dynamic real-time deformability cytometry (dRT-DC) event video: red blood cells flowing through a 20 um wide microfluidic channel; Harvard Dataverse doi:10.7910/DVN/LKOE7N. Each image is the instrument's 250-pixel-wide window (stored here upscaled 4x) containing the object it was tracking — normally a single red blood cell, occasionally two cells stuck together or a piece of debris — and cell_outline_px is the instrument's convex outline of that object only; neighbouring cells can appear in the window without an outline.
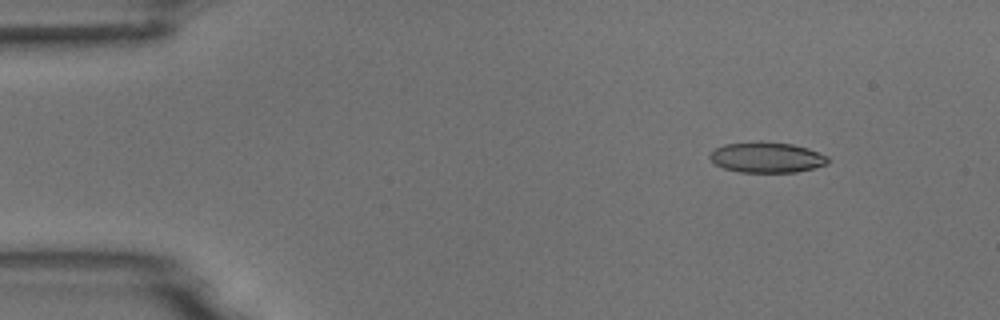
{"species": "common noctule bat (a hibernating species)", "species_latin": "Nyctalus noctula", "temperature_condition": "room temperature", "stored_images_in_passage": 11, "camera_frame_rate_fps": 3000, "um_per_image_px": 0.085, "animal": {"sex": "male", "body_mass_g": 18.8}, "frame": {"image": 1, "passage_image": 2, "time_ms": 0.333, "image_size_px": [1000, 320], "cell_outline_px": [[828, 164], [796, 172], [740, 172], [724, 168], [716, 164], [708, 156], [716, 148], [724, 144], [756, 140], [760, 140], [792, 144], [808, 148], [828, 156]], "centroid_in_image_um": [65.17, 13.36], "position_along_channel_um": 19.8, "area_um2": 21.15}}
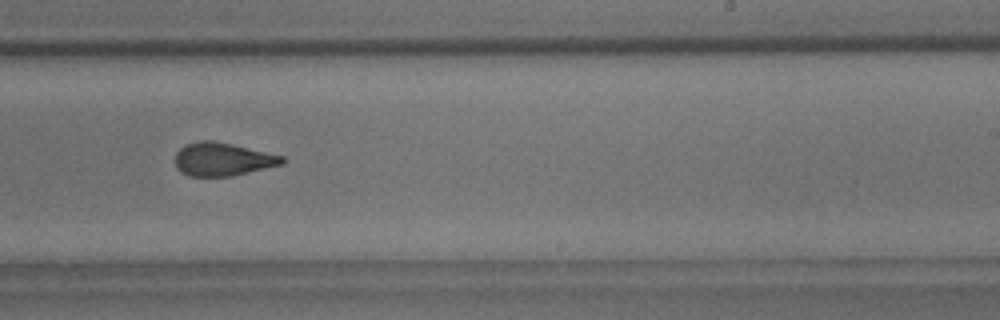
{"frame": {"image": 2, "passage_image": 10, "time_ms": 3.0, "image_size_px": [1000, 320], "cell_outline_px": [[284, 164], [232, 176], [188, 176], [180, 172], [176, 168], [176, 152], [180, 148], [188, 144], [200, 140], [212, 140], [232, 144], [284, 156]], "centroid_in_image_um": [18.92, 13.54], "position_along_channel_um": 270.1, "area_um2": 20.69}}
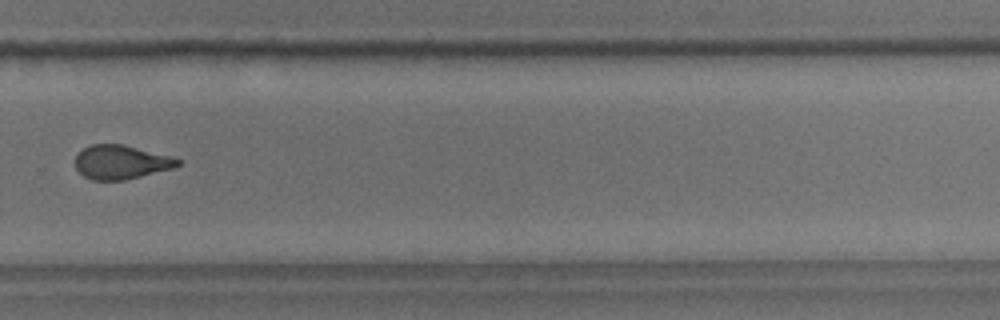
{"frame": {"image": 3, "passage_image": 11, "time_ms": 3.333, "image_size_px": [1000, 320], "cell_outline_px": [[180, 164], [172, 168], [124, 180], [92, 180], [84, 176], [76, 168], [76, 156], [84, 148], [92, 144], [124, 144], [172, 156], [180, 160]], "centroid_in_image_um": [10.29, 13.77], "position_along_channel_um": 319.5, "area_um2": 20.11}}